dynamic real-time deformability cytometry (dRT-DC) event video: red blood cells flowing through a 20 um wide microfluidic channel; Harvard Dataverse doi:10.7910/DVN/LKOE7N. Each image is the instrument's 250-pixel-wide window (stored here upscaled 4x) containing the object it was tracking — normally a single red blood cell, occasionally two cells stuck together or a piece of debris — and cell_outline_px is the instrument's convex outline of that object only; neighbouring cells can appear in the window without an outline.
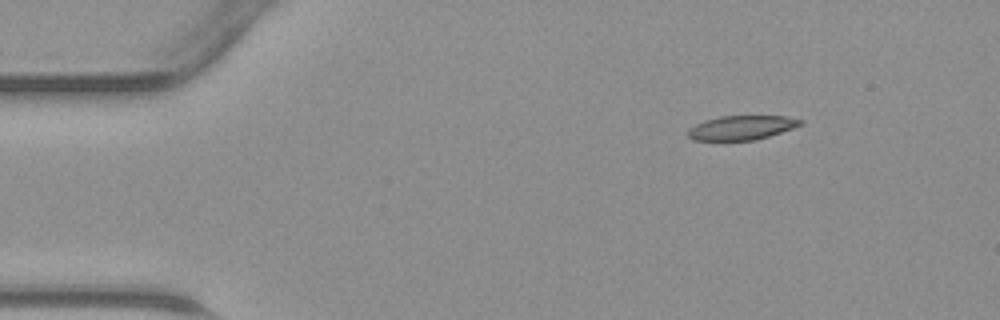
{"species": "common noctule bat (a hibernating species)", "species_latin": "Nyctalus noctula", "temperature_condition": "warm", "stored_images_in_passage": 40, "camera_frame_rate_fps": 3000, "um_per_image_px": 0.085, "animal": {"sex": "male", "body_mass_g": 23.1, "forearm_length_mm": 52.7}, "frame": {"image": 1, "passage_image": 1, "time_ms": 0.0, "image_size_px": [1000, 320], "cell_outline_px": [[804, 124], [756, 140], [692, 140], [688, 136], [688, 128], [704, 120], [720, 116], [788, 116], [804, 120]], "centroid_in_image_um": [63.04, 10.84], "position_along_channel_um": 22.0, "area_um2": 15.9}}
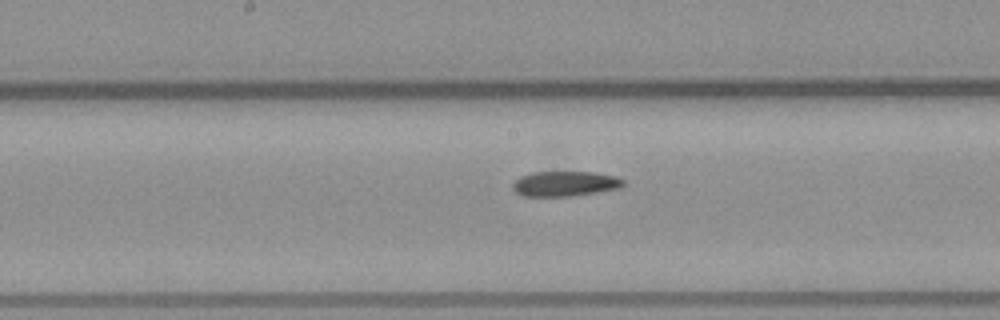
{"frame": {"image": 2, "passage_image": 18, "time_ms": 5.667, "image_size_px": [1000, 320], "cell_outline_px": [[624, 184], [620, 188], [572, 196], [524, 196], [516, 192], [512, 188], [512, 184], [520, 176], [532, 172], [592, 172], [616, 176], [624, 180]], "centroid_in_image_um": [48.01, 15.61], "position_along_channel_um": 200.2, "area_um2": 16.13}}
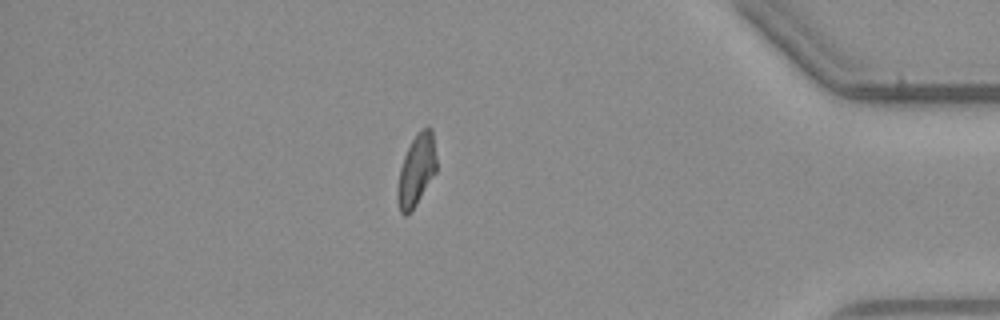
{"frame": {"image": 3, "passage_image": 34, "time_ms": 11.0, "image_size_px": [1000, 320], "cell_outline_px": [[436, 172], [416, 204], [404, 216], [400, 212], [396, 196], [396, 192], [400, 168], [404, 156], [412, 140], [428, 124], [432, 128], [436, 160]], "centroid_in_image_um": [35.39, 14.47], "position_along_channel_um": 399.8, "area_um2": 15.95}}